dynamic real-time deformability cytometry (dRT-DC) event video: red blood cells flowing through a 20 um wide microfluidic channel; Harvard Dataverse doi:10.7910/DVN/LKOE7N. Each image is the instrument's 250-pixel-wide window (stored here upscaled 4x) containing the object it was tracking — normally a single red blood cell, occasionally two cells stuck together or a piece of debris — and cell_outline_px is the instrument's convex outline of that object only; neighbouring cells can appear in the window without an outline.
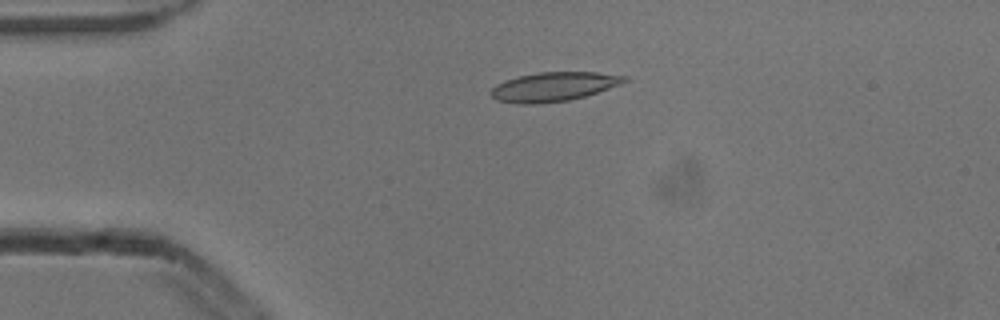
{"species": "common noctule bat (a hibernating species)", "species_latin": "Nyctalus noctula", "temperature_condition": "cold", "stored_images_in_passage": 5, "camera_frame_rate_fps": 3000, "um_per_image_px": 0.085, "animal": {"sex": "male", "body_mass_g": 13.3}, "frame": {"image": 1, "passage_image": 4, "time_ms": 1.0, "image_size_px": [1000, 320], "cell_outline_px": [[628, 80], [620, 84], [584, 96], [568, 100], [536, 104], [516, 104], [496, 100], [488, 92], [496, 84], [504, 80], [520, 76], [540, 72], [600, 72], [628, 76]], "centroid_in_image_um": [47.03, 7.37], "position_along_channel_um": 38.0, "area_um2": 22.66}}